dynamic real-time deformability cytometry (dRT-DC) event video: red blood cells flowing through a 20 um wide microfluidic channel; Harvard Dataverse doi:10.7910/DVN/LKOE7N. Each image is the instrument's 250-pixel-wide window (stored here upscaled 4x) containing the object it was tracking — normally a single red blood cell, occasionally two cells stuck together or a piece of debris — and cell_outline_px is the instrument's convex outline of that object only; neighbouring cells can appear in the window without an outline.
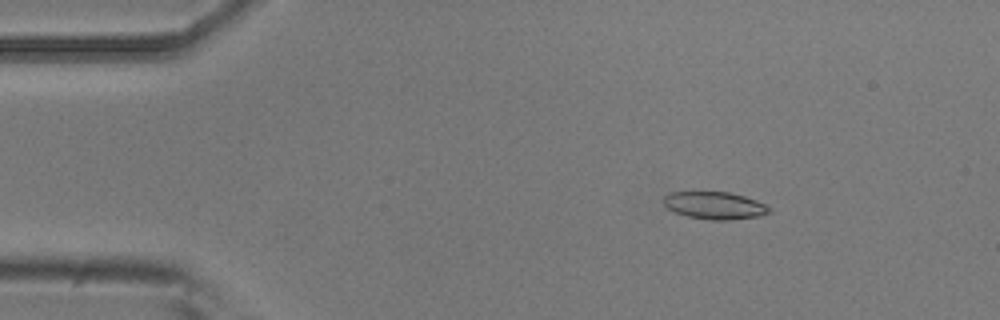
{"species": "common noctule bat (a hibernating species)", "species_latin": "Nyctalus noctula", "temperature_condition": "room temperature", "stored_images_in_passage": 5, "camera_frame_rate_fps": 3000, "um_per_image_px": 0.085, "animal": {"sex": "male", "body_mass_g": 20.5, "forearm_length_mm": 52.5}, "frame": {"image": 1, "passage_image": 3, "time_ms": 0.667, "image_size_px": [1000, 320], "cell_outline_px": [[772, 212], [760, 216], [728, 220], [712, 220], [688, 216], [676, 212], [668, 208], [664, 204], [664, 196], [668, 192], [728, 192], [744, 196], [756, 200], [772, 208]], "centroid_in_image_um": [60.78, 17.46], "position_along_channel_um": 24.2, "area_um2": 16.82}}